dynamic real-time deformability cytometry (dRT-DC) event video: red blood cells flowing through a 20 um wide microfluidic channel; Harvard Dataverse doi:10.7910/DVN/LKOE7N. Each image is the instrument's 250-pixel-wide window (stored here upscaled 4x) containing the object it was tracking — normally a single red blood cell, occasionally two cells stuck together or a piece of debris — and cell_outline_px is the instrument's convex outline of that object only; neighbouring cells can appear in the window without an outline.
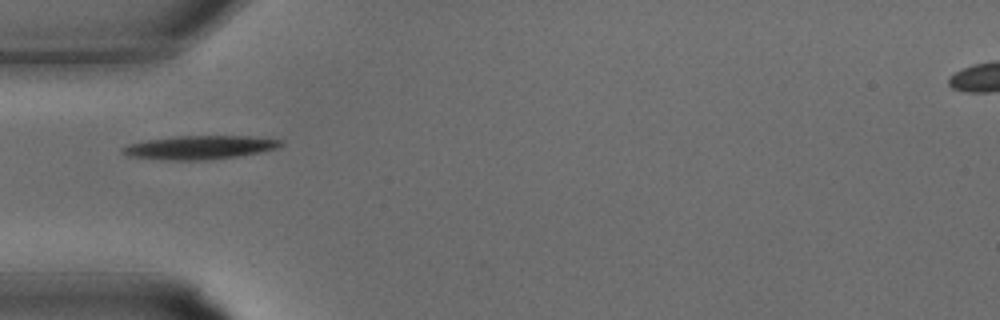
{"species": "common noctule bat (a hibernating species)", "species_latin": "Nyctalus noctula", "temperature_condition": "warm", "stored_images_in_passage": 24, "camera_frame_rate_fps": 3000, "um_per_image_px": 0.085, "animal": {"sex": "male", "body_mass_g": 15.6}, "frame": {"image": 1, "passage_image": 1, "time_ms": 0.0, "image_size_px": [1000, 320], "cell_outline_px": [[284, 144], [280, 148], [260, 152], [236, 156], [204, 160], [168, 160], [128, 156], [120, 148], [128, 144], [148, 140], [176, 136], [248, 136], [280, 140]], "centroid_in_image_um": [16.99, 12.53], "position_along_channel_um": 68.0, "area_um2": 21.56}}
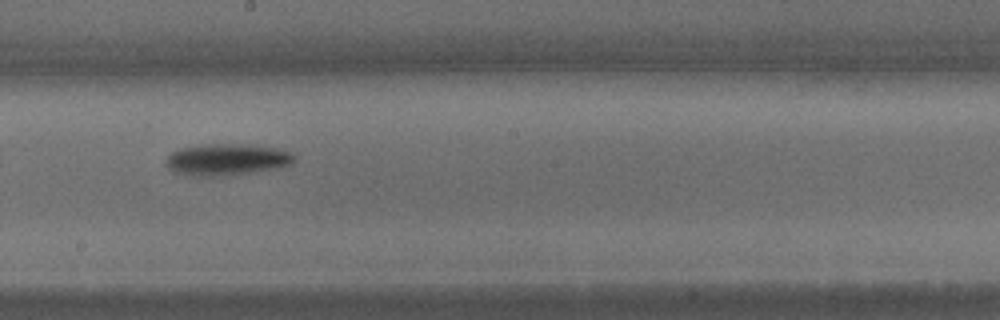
{"frame": {"image": 2, "passage_image": 9, "time_ms": 2.667, "image_size_px": [1000, 320], "cell_outline_px": [[296, 160], [292, 164], [276, 168], [212, 176], [200, 176], [172, 172], [168, 168], [164, 160], [172, 152], [180, 148], [200, 144], [256, 144], [276, 148], [292, 152], [296, 156]], "centroid_in_image_um": [19.28, 13.53], "position_along_channel_um": 228.9, "area_um2": 23.58}}
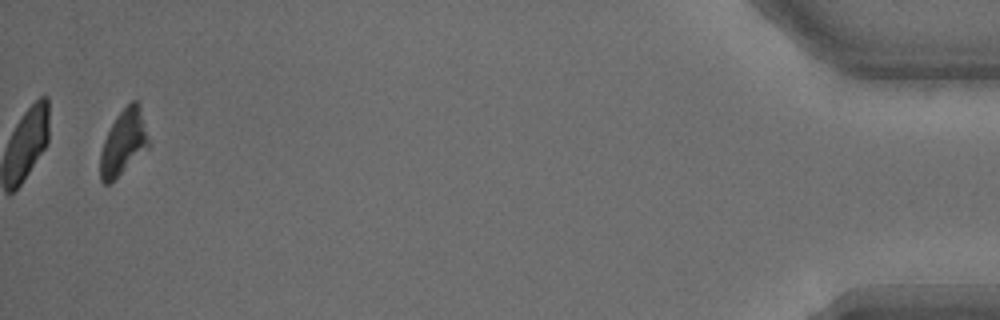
{"frame": {"image": 3, "passage_image": 23, "time_ms": 7.333, "image_size_px": [1000, 320], "cell_outline_px": [[152, 144], [148, 148], [108, 184], [104, 184], [100, 180], [100, 152], [104, 140], [116, 116], [132, 100], [136, 100], [140, 104]], "centroid_in_image_um": [10.53, 12.07], "position_along_channel_um": 424.7, "area_um2": 18.38}}